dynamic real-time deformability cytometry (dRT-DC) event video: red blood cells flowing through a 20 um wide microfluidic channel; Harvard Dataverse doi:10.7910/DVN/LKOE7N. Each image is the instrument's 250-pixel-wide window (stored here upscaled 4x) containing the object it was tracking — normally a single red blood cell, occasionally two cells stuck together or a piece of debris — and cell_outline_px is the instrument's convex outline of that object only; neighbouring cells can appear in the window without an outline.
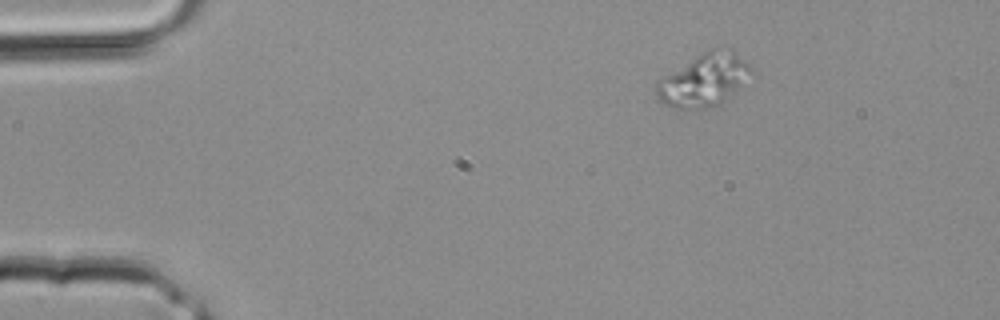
{"species": "common noctule bat (a hibernating species)", "species_latin": "Nyctalus noctula", "temperature_condition": "room temperature", "stored_images_in_passage": 3, "camera_frame_rate_fps": 3000, "um_per_image_px": 0.085, "animal": {"sex": "male", "body_mass_g": 20.4}, "frame": {"image": 1, "passage_image": 1, "time_ms": 0.0, "image_size_px": [1000, 320], "cell_outline_px": [[756, 72], [720, 104], [712, 108], [676, 108], [664, 104], [656, 96], [656, 80], [708, 48], [728, 44]], "centroid_in_image_um": [59.87, 6.74], "position_along_channel_um": 25.1, "area_um2": 29.65}}
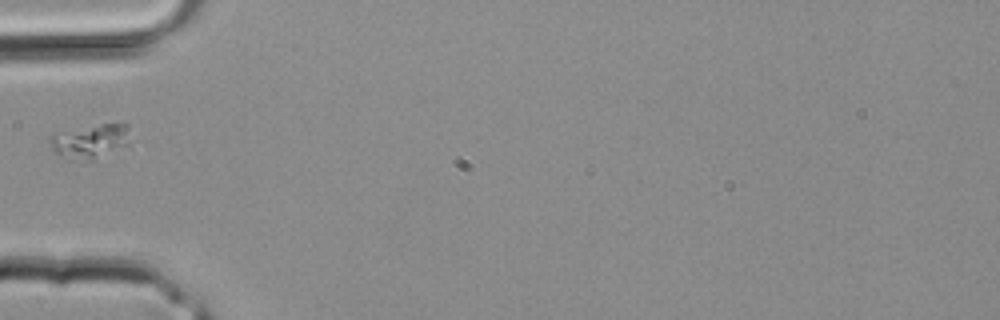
{"frame": {"image": 2, "passage_image": 3, "time_ms": 0.667, "image_size_px": [1000, 320], "cell_outline_px": [[128, 144], [92, 160], [60, 156], [52, 148], [52, 136], [100, 124], [128, 124]], "centroid_in_image_um": [7.75, 12.0], "position_along_channel_um": 77.3, "area_um2": 14.68}}